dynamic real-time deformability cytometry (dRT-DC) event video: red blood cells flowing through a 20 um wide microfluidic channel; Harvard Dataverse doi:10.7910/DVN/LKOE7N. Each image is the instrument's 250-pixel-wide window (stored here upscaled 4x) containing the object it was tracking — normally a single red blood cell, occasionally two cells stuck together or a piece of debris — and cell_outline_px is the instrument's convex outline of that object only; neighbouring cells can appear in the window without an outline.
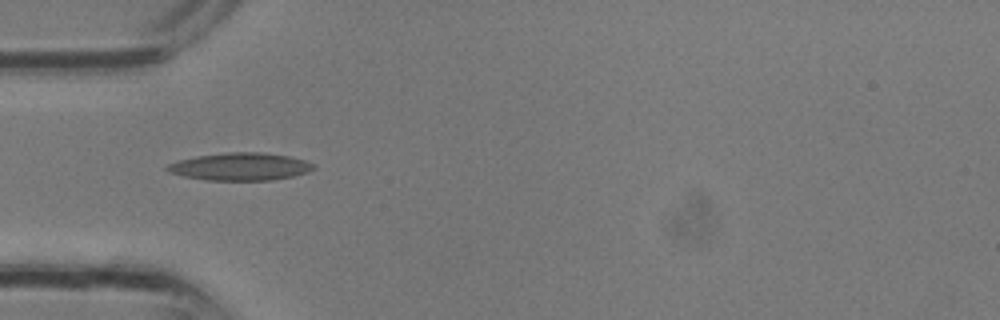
{"species": "common noctule bat (a hibernating species)", "species_latin": "Nyctalus noctula", "temperature_condition": "room temperature", "stored_images_in_passage": 2, "camera_frame_rate_fps": 3000, "um_per_image_px": 0.085, "animal": {"sex": "male", "body_mass_g": 13.3}, "frame": {"image": 1, "passage_image": 2, "time_ms": 0.333, "image_size_px": [1000, 320], "cell_outline_px": [[316, 168], [308, 172], [292, 176], [272, 180], [204, 180], [184, 176], [168, 172], [164, 168], [168, 164], [180, 160], [196, 156], [228, 152], [260, 152], [288, 156], [304, 160], [316, 164]], "centroid_in_image_um": [20.43, 14.16], "position_along_channel_um": 64.6, "area_um2": 23.52}}